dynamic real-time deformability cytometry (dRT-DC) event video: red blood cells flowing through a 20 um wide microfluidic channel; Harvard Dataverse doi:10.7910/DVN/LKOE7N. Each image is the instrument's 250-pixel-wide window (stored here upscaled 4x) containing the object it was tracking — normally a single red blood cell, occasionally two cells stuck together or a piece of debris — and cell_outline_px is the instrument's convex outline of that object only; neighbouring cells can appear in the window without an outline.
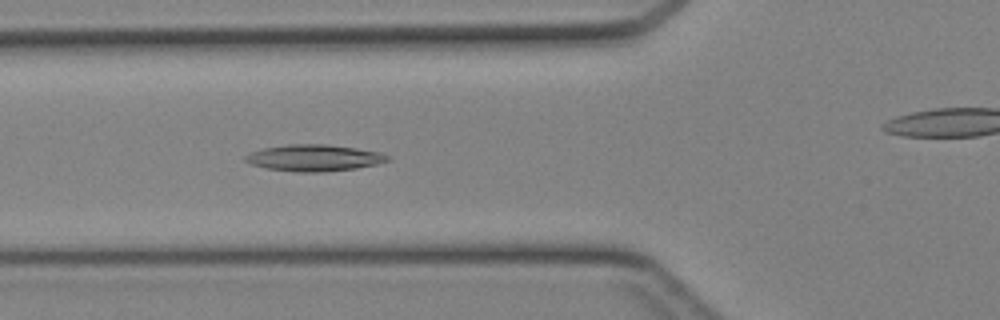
{"species": "Egyptian fruit bat (a non-hibernating species)", "species_latin": "Rousettus aegyptiacus", "temperature_condition": "cold", "stored_images_in_passage": 46, "camera_frame_rate_fps": 3000, "um_per_image_px": 0.085, "animal": {"sex": "female"}, "frame": {"image": 1, "passage_image": 17, "time_ms": 5.333, "image_size_px": [1000, 320], "cell_outline_px": [[392, 156], [388, 160], [376, 164], [356, 168], [320, 172], [296, 172], [264, 168], [252, 164], [244, 160], [244, 156], [252, 152], [264, 148], [288, 144], [328, 144], [356, 148], [380, 152]], "centroid_in_image_um": [26.7, 13.42], "position_along_channel_um": 99.1, "area_um2": 21.96}}
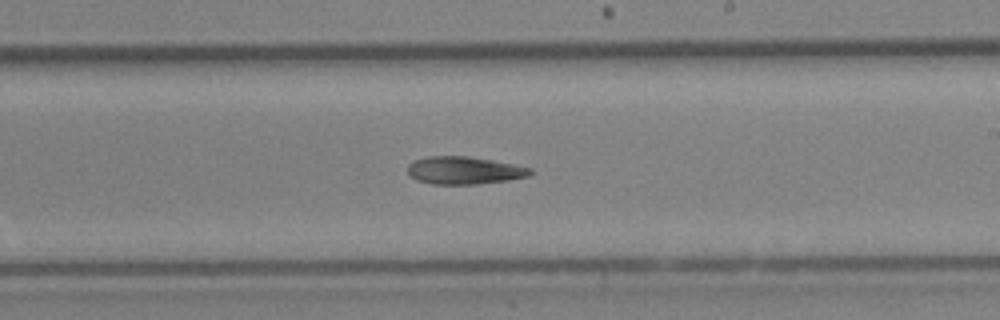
{"frame": {"image": 2, "passage_image": 27, "time_ms": 8.667, "image_size_px": [1000, 320], "cell_outline_px": [[532, 172], [528, 176], [508, 180], [476, 184], [432, 184], [416, 180], [408, 176], [408, 164], [412, 160], [428, 156], [468, 156], [492, 160], [532, 168]], "centroid_in_image_um": [39.4, 14.48], "position_along_channel_um": 249.6, "area_um2": 19.83}}
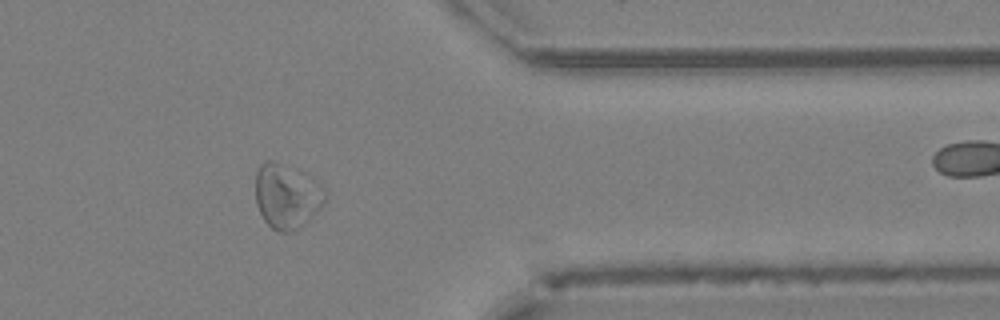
{"frame": {"image": 3, "passage_image": 37, "time_ms": 12.0, "image_size_px": [1000, 320], "cell_outline_px": [[324, 204], [304, 224], [288, 232], [276, 232], [264, 220], [256, 204], [256, 172], [260, 164], [264, 160], [272, 160], [312, 176], [324, 188]], "centroid_in_image_um": [24.36, 16.65], "position_along_channel_um": 387.0, "area_um2": 26.13}}